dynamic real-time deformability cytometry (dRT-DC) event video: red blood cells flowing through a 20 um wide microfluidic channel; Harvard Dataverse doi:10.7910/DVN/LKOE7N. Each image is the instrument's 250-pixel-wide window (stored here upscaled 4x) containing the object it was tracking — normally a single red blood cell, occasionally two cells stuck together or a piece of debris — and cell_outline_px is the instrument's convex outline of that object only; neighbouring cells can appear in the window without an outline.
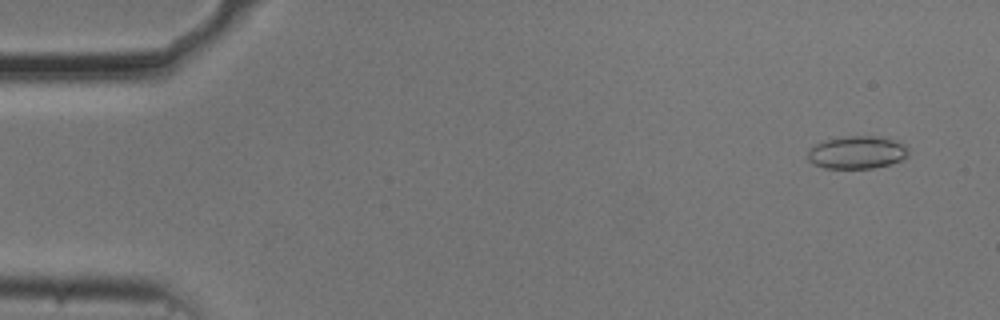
{"species": "common noctule bat (a hibernating species)", "species_latin": "Nyctalus noctula", "temperature_condition": "cold", "stored_images_in_passage": 21, "camera_frame_rate_fps": 3000, "um_per_image_px": 0.085, "animal": {"sex": "male", "body_mass_g": 20.5, "forearm_length_mm": 52.5}, "frame": {"image": 1, "passage_image": 4, "time_ms": 1.0, "image_size_px": [1000, 320], "cell_outline_px": [[908, 156], [904, 160], [872, 168], [824, 168], [812, 164], [808, 160], [808, 148], [816, 144], [828, 140], [844, 136], [876, 136], [900, 140], [908, 148]], "centroid_in_image_um": [72.87, 12.95], "position_along_channel_um": 12.1, "area_um2": 19.42}}
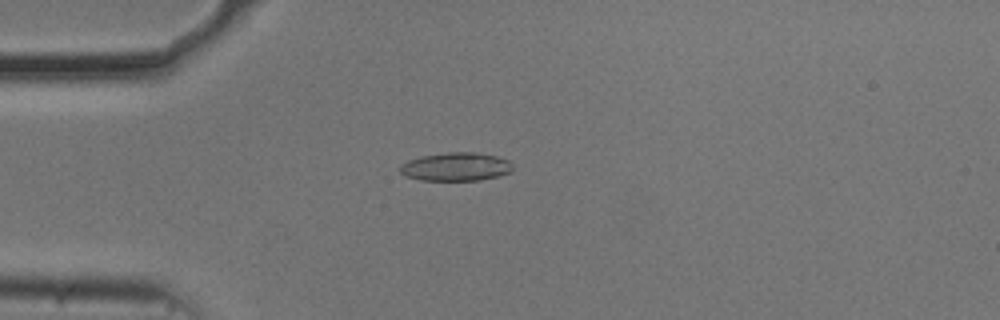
{"frame": {"image": 2, "passage_image": 15, "time_ms": 4.667, "image_size_px": [1000, 320], "cell_outline_px": [[512, 168], [508, 172], [500, 176], [480, 180], [420, 180], [408, 176], [400, 172], [400, 168], [408, 160], [420, 156], [448, 152], [476, 152], [496, 156], [508, 160], [512, 164]], "centroid_in_image_um": [38.77, 14.17], "position_along_channel_um": 46.2, "area_um2": 18.5}}
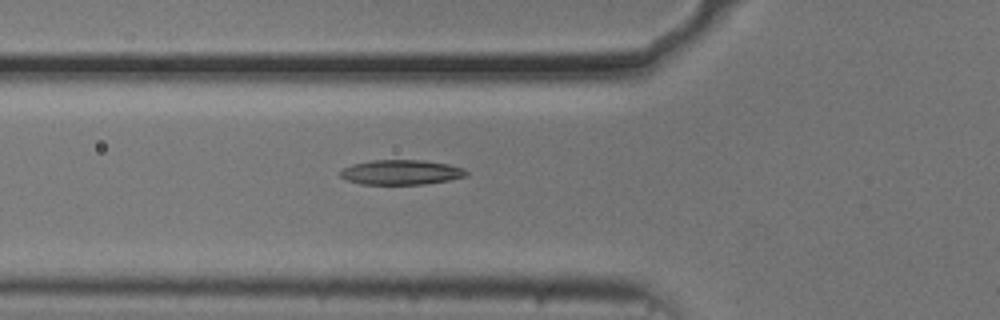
{"frame": {"image": 3, "passage_image": 20, "time_ms": 6.333, "image_size_px": [1000, 320], "cell_outline_px": [[468, 176], [448, 180], [424, 184], [360, 184], [348, 180], [340, 176], [340, 172], [344, 168], [352, 164], [372, 160], [424, 160], [448, 164], [464, 168], [468, 172]], "centroid_in_image_um": [34.12, 14.64], "position_along_channel_um": 91.7, "area_um2": 18.21}}